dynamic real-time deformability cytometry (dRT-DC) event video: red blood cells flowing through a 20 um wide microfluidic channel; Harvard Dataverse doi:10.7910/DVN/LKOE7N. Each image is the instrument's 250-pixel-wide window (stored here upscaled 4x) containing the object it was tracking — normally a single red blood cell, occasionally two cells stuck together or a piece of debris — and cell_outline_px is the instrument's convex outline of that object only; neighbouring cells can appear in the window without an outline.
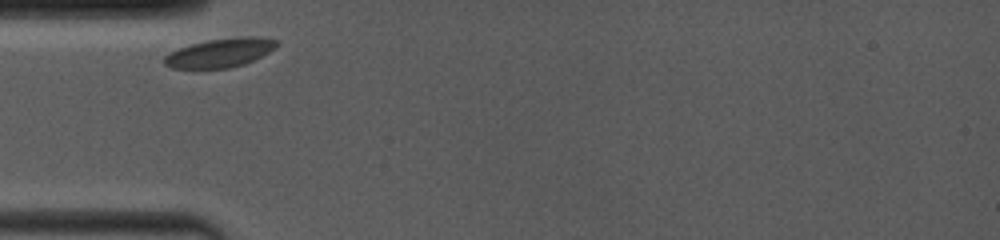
{"species": "common noctule bat (a hibernating species)", "species_latin": "Nyctalus noctula", "temperature_condition": "room temperature", "stored_images_in_passage": 30, "camera_frame_rate_fps": 4000, "um_per_image_px": 0.085, "animal": {"sex": "female", "body_mass_g": 19.0, "forearm_length_mm": 53.3}, "frame": {"image": 1, "passage_image": 1, "time_ms": 0.0, "image_size_px": [1000, 240], "cell_outline_px": [[280, 44], [276, 48], [244, 64], [228, 68], [172, 68], [164, 64], [164, 56], [180, 48], [192, 44], [208, 40], [240, 36], [260, 36], [280, 40]], "centroid_in_image_um": [18.78, 4.47], "position_along_channel_um": 66.2, "area_um2": 18.9}}
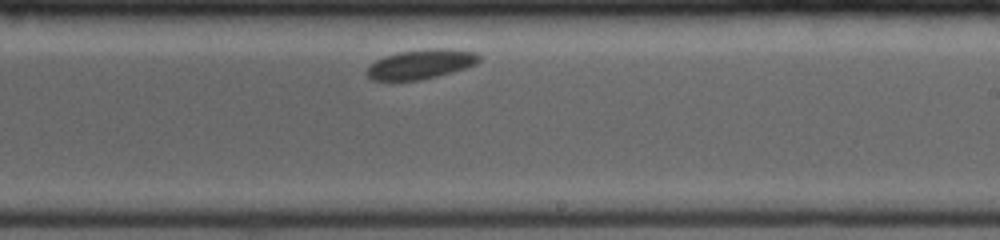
{"frame": {"image": 2, "passage_image": 18, "time_ms": 5.25, "image_size_px": [1000, 240], "cell_outline_px": [[480, 60], [476, 64], [452, 72], [420, 80], [392, 84], [372, 80], [368, 76], [368, 68], [376, 60], [384, 56], [396, 52], [424, 48], [448, 48], [476, 52], [480, 56]], "centroid_in_image_um": [35.72, 5.48], "position_along_channel_um": 253.3, "area_um2": 20.0}}
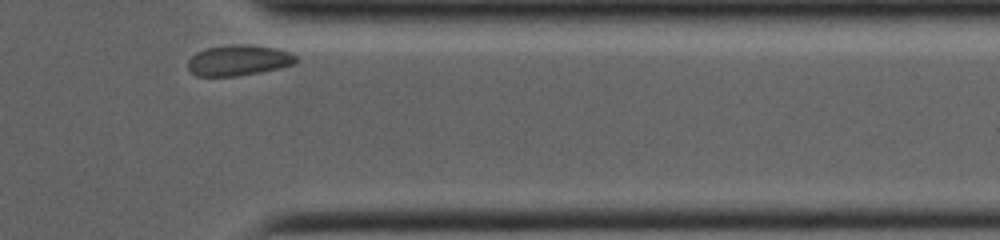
{"frame": {"image": 3, "passage_image": 30, "time_ms": 9.0, "image_size_px": [1000, 240], "cell_outline_px": [[300, 60], [292, 64], [280, 68], [260, 72], [236, 76], [196, 76], [188, 68], [188, 60], [196, 52], [208, 48], [228, 44], [236, 44], [276, 48], [292, 52]], "centroid_in_image_um": [20.29, 5.13], "position_along_channel_um": 391.1, "area_um2": 19.31}}